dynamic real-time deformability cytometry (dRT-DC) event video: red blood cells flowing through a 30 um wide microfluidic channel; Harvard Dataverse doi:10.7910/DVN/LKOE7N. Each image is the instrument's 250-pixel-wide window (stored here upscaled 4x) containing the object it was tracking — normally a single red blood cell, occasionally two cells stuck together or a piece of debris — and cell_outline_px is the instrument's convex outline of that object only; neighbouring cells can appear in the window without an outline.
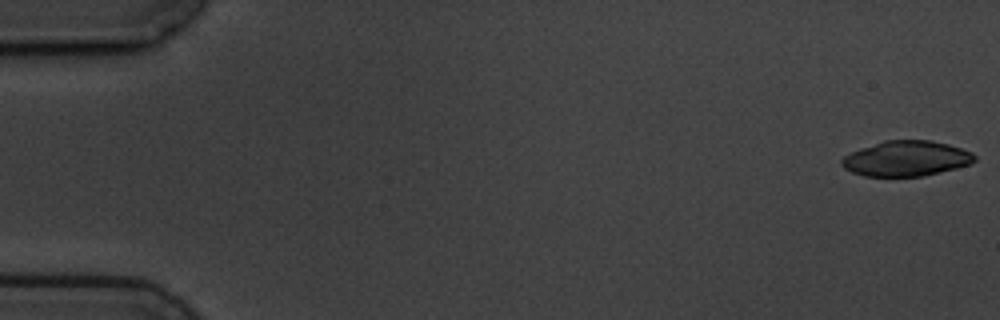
{"species": "common noctule bat (a hibernating species)", "species_latin": "Nyctalus noctula", "temperature_condition": "cold", "stored_images_in_passage": 7, "camera_frame_rate_fps": 3000, "um_per_image_px": 0.085, "animal": {"sex": "male", "body_mass_g": 19.5, "forearm_length_mm": 54.6}, "frame": {"image": 1, "passage_image": 1, "time_ms": 0.0, "image_size_px": [1000, 320], "cell_outline_px": [[976, 160], [972, 164], [924, 176], [864, 176], [852, 172], [844, 168], [840, 164], [840, 160], [844, 156], [860, 148], [884, 140], [932, 140], [948, 144], [972, 152], [976, 156]], "centroid_in_image_um": [77.04, 13.47], "position_along_channel_um": 8.0, "area_um2": 27.46}}
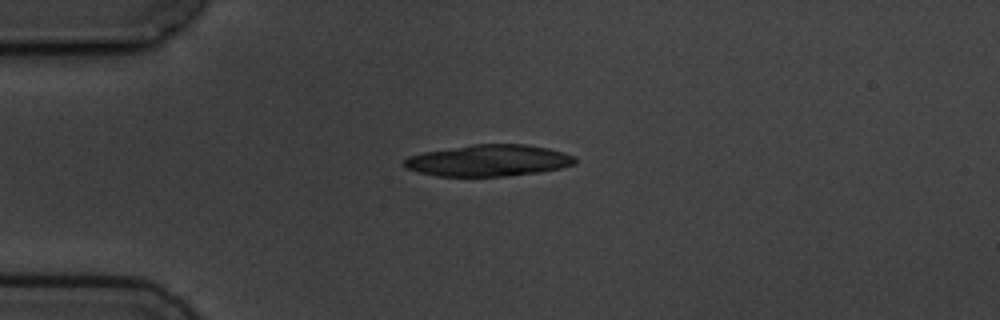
{"frame": {"image": 2, "passage_image": 4, "time_ms": 4.333, "image_size_px": [1000, 320], "cell_outline_px": [[576, 164], [560, 168], [540, 172], [504, 176], [436, 176], [420, 172], [408, 168], [404, 164], [404, 160], [408, 156], [424, 152], [472, 144], [528, 144], [548, 148], [564, 152], [576, 156]], "centroid_in_image_um": [41.58, 13.63], "position_along_channel_um": 43.4, "area_um2": 31.39}}